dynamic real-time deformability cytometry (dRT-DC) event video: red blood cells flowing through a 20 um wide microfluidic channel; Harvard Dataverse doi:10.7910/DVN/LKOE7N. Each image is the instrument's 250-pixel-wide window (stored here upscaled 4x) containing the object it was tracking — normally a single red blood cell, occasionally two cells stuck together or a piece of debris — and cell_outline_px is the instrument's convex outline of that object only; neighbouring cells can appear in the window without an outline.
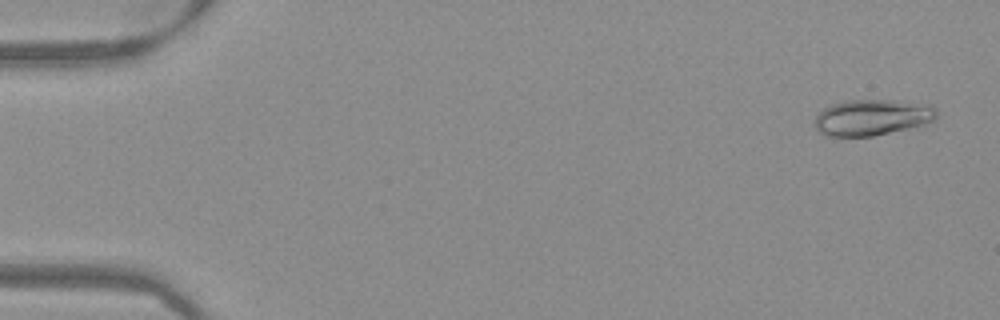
{"species": "Egyptian fruit bat (a non-hibernating species)", "species_latin": "Rousettus aegyptiacus", "temperature_condition": "warm", "stored_images_in_passage": 51, "camera_frame_rate_fps": 3000, "um_per_image_px": 0.085, "frame": {"image": 1, "passage_image": 2, "time_ms": 0.333, "image_size_px": [1000, 320], "cell_outline_px": [[936, 116], [932, 120], [924, 124], [908, 128], [872, 136], [824, 136], [816, 128], [816, 116], [824, 108], [832, 104], [848, 100], [896, 100], [932, 104], [936, 108]], "centroid_in_image_um": [74.14, 9.96], "position_along_channel_um": 10.9, "area_um2": 25.49}}
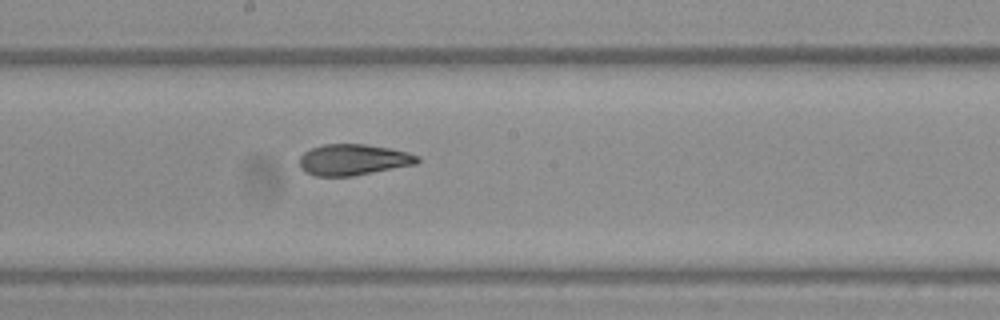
{"frame": {"image": 2, "passage_image": 28, "time_ms": 9.0, "image_size_px": [1000, 320], "cell_outline_px": [[420, 160], [416, 164], [352, 176], [316, 176], [304, 172], [300, 168], [300, 156], [304, 152], [312, 148], [324, 144], [364, 144], [388, 148], [408, 152], [420, 156]], "centroid_in_image_um": [30.02, 13.58], "position_along_channel_um": 218.2, "area_um2": 21.33}}
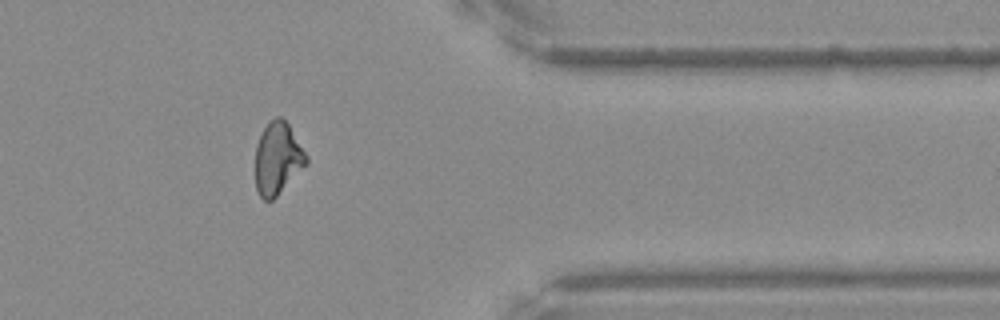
{"frame": {"image": 3, "passage_image": 42, "time_ms": 13.667, "image_size_px": [1000, 320], "cell_outline_px": [[308, 164], [272, 200], [264, 200], [260, 196], [256, 188], [256, 144], [268, 120], [276, 116], [280, 116], [288, 124], [308, 156]], "centroid_in_image_um": [23.61, 13.45], "position_along_channel_um": 387.8, "area_um2": 21.39}}